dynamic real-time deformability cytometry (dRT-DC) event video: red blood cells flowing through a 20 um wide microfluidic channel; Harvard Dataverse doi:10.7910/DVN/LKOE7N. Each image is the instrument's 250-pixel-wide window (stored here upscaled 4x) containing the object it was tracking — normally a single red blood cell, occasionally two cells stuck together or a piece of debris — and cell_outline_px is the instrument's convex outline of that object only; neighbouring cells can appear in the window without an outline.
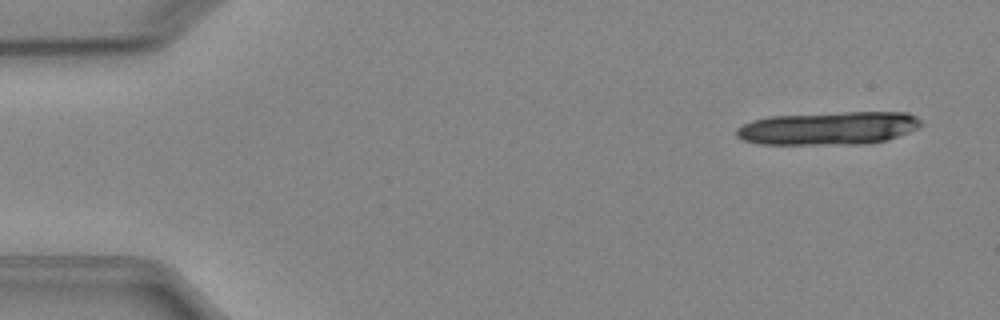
{"species": "Egyptian fruit bat (a non-hibernating species)", "species_latin": "Rousettus aegyptiacus", "temperature_condition": "cold", "stored_images_in_passage": 5, "camera_frame_rate_fps": 3000, "um_per_image_px": 0.085, "animal": {"sex": "female"}, "frame": {"image": 1, "passage_image": 1, "time_ms": 0.0, "image_size_px": [1000, 320], "cell_outline_px": [[924, 124], [908, 132], [884, 140], [868, 144], [756, 144], [744, 140], [736, 136], [736, 128], [752, 120], [768, 116], [844, 112], [908, 112], [916, 116]], "centroid_in_image_um": [70.4, 10.89], "position_along_channel_um": 14.6, "area_um2": 35.72}}